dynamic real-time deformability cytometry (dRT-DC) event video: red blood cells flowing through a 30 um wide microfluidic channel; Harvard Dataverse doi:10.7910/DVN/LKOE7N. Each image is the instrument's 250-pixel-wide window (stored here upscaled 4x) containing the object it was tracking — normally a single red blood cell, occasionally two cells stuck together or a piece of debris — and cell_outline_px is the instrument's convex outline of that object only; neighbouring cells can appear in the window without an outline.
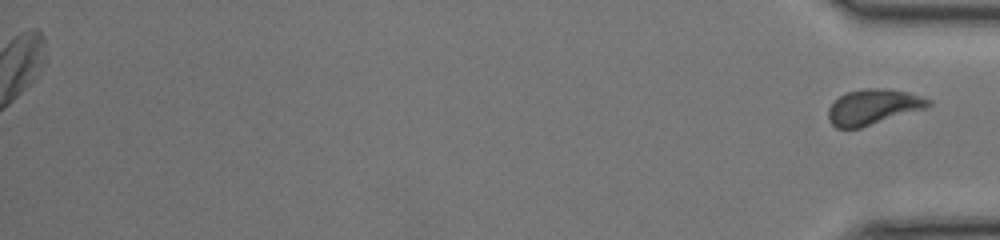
{"species": "common noctule bat (a hibernating species)", "species_latin": "Nyctalus noctula", "temperature_condition": "room temperature", "stored_images_in_passage": 42, "segment_of_instrument_passage": [2, 2], "camera_frame_rate_fps": 3000, "um_per_image_px": 0.085, "animal": {"sex": "female", "body_mass_g": 17.0, "forearm_length_mm": 48.0}, "frame": {"image": 1, "passage_image": 42, "time_ms": 13.667, "image_size_px": [1000, 240], "cell_outline_px": [[932, 104], [928, 108], [860, 128], [836, 128], [828, 120], [828, 108], [840, 96], [848, 92], [864, 88], [880, 88], [908, 92], [932, 100]], "centroid_in_image_um": [74.25, 9.1], "position_along_channel_um": 361.0, "area_um2": 20.69}}